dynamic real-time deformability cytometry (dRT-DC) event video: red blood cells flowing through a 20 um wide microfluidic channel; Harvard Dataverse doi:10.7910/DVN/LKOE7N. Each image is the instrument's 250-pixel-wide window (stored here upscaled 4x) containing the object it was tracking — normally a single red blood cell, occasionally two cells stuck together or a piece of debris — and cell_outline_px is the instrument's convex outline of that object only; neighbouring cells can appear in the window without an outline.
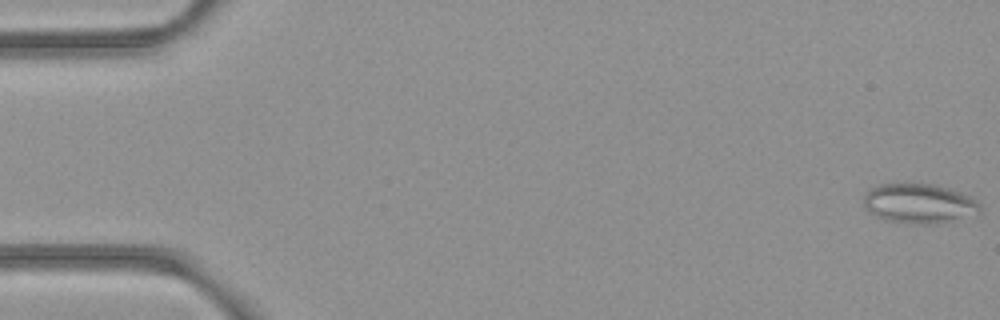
{"species": "common noctule bat (a hibernating species)", "species_latin": "Nyctalus noctula", "temperature_condition": "room temperature", "stored_images_in_passage": 6, "camera_frame_rate_fps": 3000, "um_per_image_px": 0.085, "animal": {"sex": "female", "body_mass_g": 21.9}, "frame": {"image": 1, "passage_image": 1, "time_ms": 0.0, "image_size_px": [1000, 320], "cell_outline_px": [[980, 212], [936, 224], [916, 224], [888, 220], [876, 216], [864, 208], [864, 196], [872, 188], [880, 184], [936, 184], [972, 196], [980, 204]], "centroid_in_image_um": [78.13, 17.29], "position_along_channel_um": 6.9, "area_um2": 26.59}}